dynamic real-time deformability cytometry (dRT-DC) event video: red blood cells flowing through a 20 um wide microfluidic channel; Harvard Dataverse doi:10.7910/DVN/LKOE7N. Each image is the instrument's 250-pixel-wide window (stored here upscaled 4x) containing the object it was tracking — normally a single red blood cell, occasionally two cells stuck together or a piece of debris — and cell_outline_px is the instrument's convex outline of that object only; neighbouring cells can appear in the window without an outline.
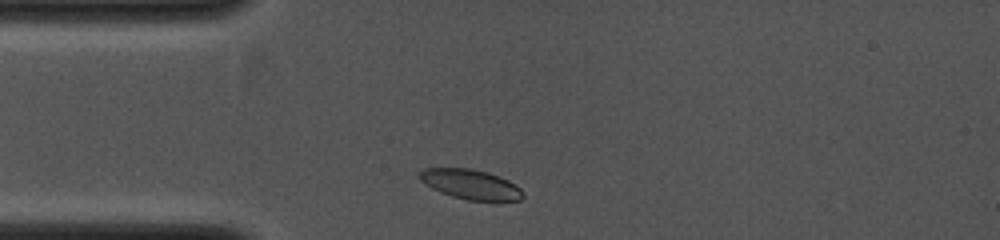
{"species": "common noctule bat (a hibernating species)", "species_latin": "Nyctalus noctula", "temperature_condition": "cold", "stored_images_in_passage": 12, "camera_frame_rate_fps": 4000, "um_per_image_px": 0.085, "animal": {"sex": "female", "body_mass_g": 19.0, "forearm_length_mm": 53.3}, "frame": {"image": 1, "passage_image": 1, "time_ms": 0.0, "image_size_px": [1000, 240], "cell_outline_px": [[524, 196], [520, 200], [500, 204], [468, 200], [452, 196], [440, 192], [432, 188], [420, 180], [420, 168], [468, 168], [488, 172], [508, 180], [516, 184], [524, 192]], "centroid_in_image_um": [40.1, 15.72], "position_along_channel_um": 44.9, "area_um2": 18.61}}
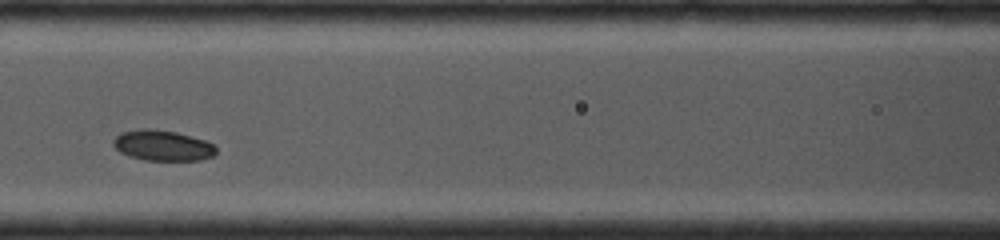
{"frame": {"image": 2, "passage_image": 8, "time_ms": 2.25, "image_size_px": [1000, 240], "cell_outline_px": [[216, 152], [212, 156], [200, 160], [144, 160], [128, 156], [120, 152], [112, 144], [112, 140], [120, 132], [144, 128], [148, 128], [176, 132], [204, 140], [216, 144]], "centroid_in_image_um": [13.8, 12.36], "position_along_channel_um": 152.8, "area_um2": 18.38}}
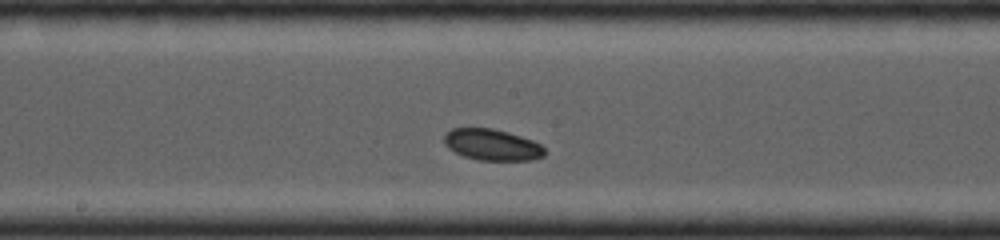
{"frame": {"image": 3, "passage_image": 11, "time_ms": 3.25, "image_size_px": [1000, 240], "cell_outline_px": [[548, 152], [544, 156], [532, 160], [480, 160], [464, 156], [448, 148], [444, 144], [444, 136], [452, 128], [492, 128], [508, 132], [532, 140], [540, 144]], "centroid_in_image_um": [41.85, 12.31], "position_along_channel_um": 206.3, "area_um2": 18.32}}